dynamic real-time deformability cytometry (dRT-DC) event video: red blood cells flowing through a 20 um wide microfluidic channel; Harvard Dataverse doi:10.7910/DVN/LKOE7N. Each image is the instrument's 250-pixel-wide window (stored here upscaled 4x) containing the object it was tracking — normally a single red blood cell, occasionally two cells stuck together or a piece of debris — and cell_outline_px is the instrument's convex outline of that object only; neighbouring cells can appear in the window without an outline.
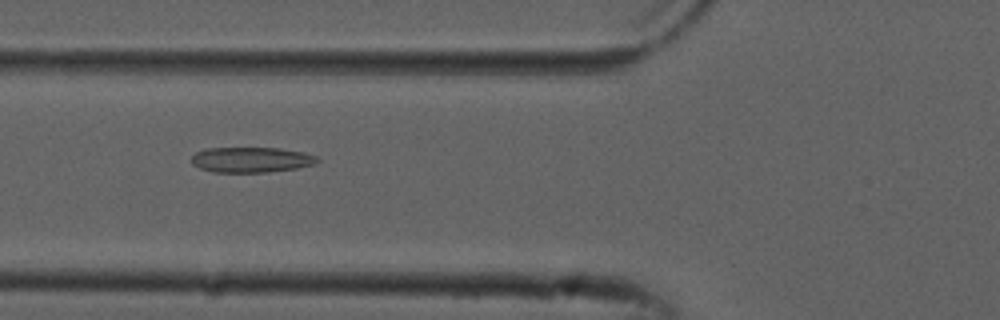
{"species": "common noctule bat (a hibernating species)", "species_latin": "Nyctalus noctula", "temperature_condition": "cold", "stored_images_in_passage": 53, "camera_frame_rate_fps": 3000, "um_per_image_px": 0.085, "animal": {"sex": "male", "forearm_length_mm": 52.5}, "frame": {"image": 1, "passage_image": 20, "time_ms": 6.333, "image_size_px": [1000, 320], "cell_outline_px": [[320, 160], [316, 164], [296, 168], [268, 172], [212, 172], [200, 168], [192, 164], [192, 156], [196, 152], [208, 148], [280, 148], [304, 152], [316, 156]], "centroid_in_image_um": [21.37, 13.58], "position_along_channel_um": 104.4, "area_um2": 18.61}}
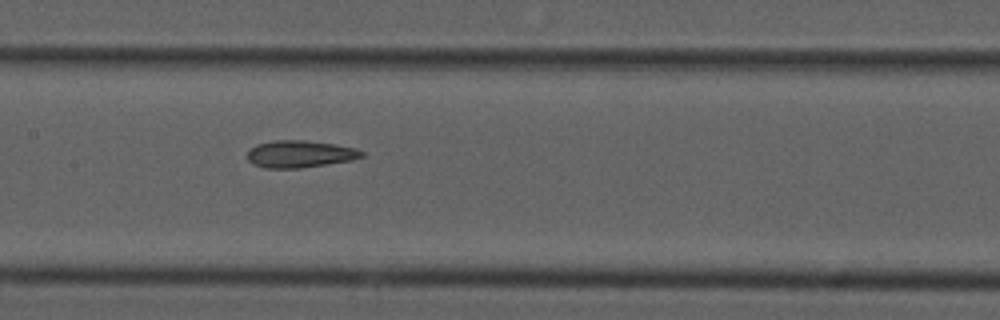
{"frame": {"image": 2, "passage_image": 26, "time_ms": 8.333, "image_size_px": [1000, 320], "cell_outline_px": [[364, 156], [352, 160], [300, 168], [264, 168], [252, 164], [248, 160], [248, 152], [256, 144], [272, 140], [304, 140], [332, 144], [356, 148], [364, 152]], "centroid_in_image_um": [25.47, 13.09], "position_along_channel_um": 181.9, "area_um2": 18.03}}
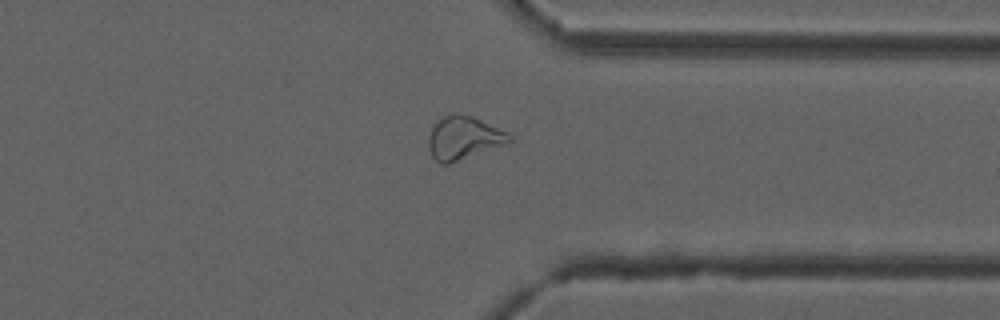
{"frame": {"image": 3, "passage_image": 41, "time_ms": 13.333, "image_size_px": [1000, 320], "cell_outline_px": [[512, 140], [508, 144], [448, 164], [440, 164], [432, 156], [428, 148], [428, 136], [432, 128], [444, 116], [456, 112], [472, 116], [508, 132], [512, 136]], "centroid_in_image_um": [39.43, 11.73], "position_along_channel_um": 372.0, "area_um2": 20.4}, "authors_computed_cell_mechanics": {"area_um2": 20.6346, "velocity_mm_per_s": 3.8538, "shape_relaxation_time_tau1_ms": null, "shape_relaxation_time_tau2_ms": 2.5567, "deformation_change_tau1": null, "deformation_change_tau2": 0.1006}}